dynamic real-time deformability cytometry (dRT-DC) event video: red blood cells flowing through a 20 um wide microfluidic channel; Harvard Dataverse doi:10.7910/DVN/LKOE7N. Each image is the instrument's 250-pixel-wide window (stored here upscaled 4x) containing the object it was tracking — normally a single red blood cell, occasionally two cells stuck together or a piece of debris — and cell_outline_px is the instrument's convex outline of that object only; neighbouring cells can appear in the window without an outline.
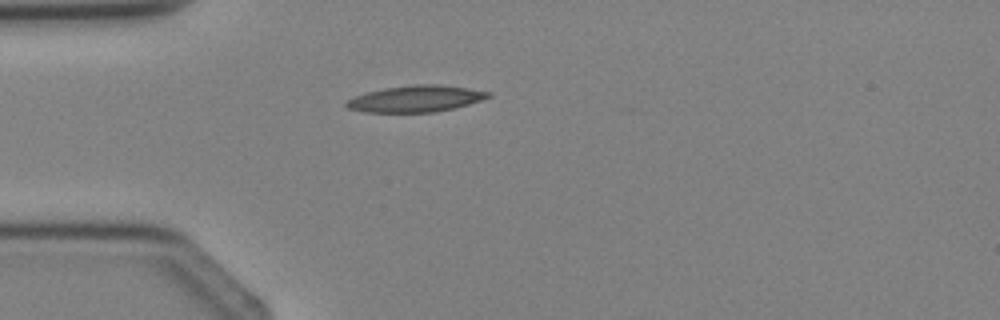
{"species": "Egyptian fruit bat (a non-hibernating species)", "species_latin": "Rousettus aegyptiacus", "temperature_condition": "cold", "stored_images_in_passage": 1, "camera_frame_rate_fps": 3000, "um_per_image_px": 0.085, "animal": {"sex": "female"}, "frame": {"image": 1, "passage_image": 1, "time_ms": 0.0, "image_size_px": [1000, 320], "cell_outline_px": [[492, 96], [456, 108], [432, 112], [360, 112], [348, 108], [344, 104], [352, 96], [384, 88], [412, 84], [436, 84], [468, 88], [492, 92]], "centroid_in_image_um": [35.32, 8.39], "position_along_channel_um": 49.7, "area_um2": 21.96}}